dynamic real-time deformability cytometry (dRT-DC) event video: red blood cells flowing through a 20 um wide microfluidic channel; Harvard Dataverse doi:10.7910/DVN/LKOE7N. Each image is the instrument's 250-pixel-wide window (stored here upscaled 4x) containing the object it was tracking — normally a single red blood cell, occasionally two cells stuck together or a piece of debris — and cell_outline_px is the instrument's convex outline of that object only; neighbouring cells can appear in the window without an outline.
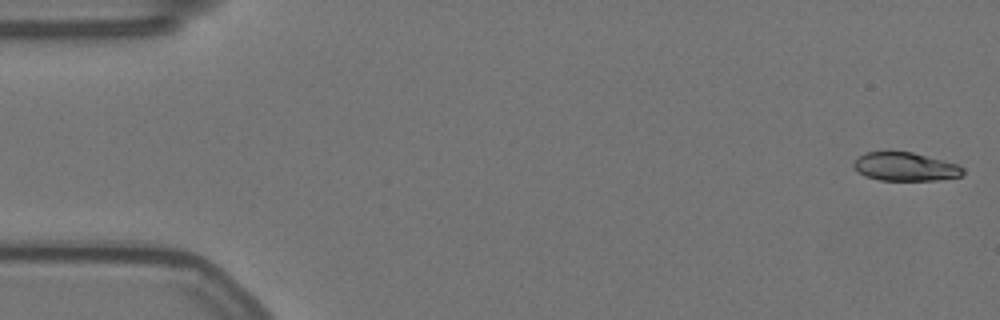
{"species": "Egyptian fruit bat (a non-hibernating species)", "species_latin": "Rousettus aegyptiacus", "temperature_condition": "warm", "stored_images_in_passage": 57, "camera_frame_rate_fps": 3000, "um_per_image_px": 0.085, "animal": {"sex": "female"}, "frame": {"image": 1, "passage_image": 1, "time_ms": 0.0, "image_size_px": [1000, 320], "cell_outline_px": [[964, 172], [960, 176], [936, 180], [880, 180], [864, 176], [856, 172], [852, 168], [852, 164], [864, 152], [888, 148], [912, 152], [944, 160], [956, 164], [964, 168]], "centroid_in_image_um": [76.85, 14.12], "position_along_channel_um": 8.1, "area_um2": 18.84}}
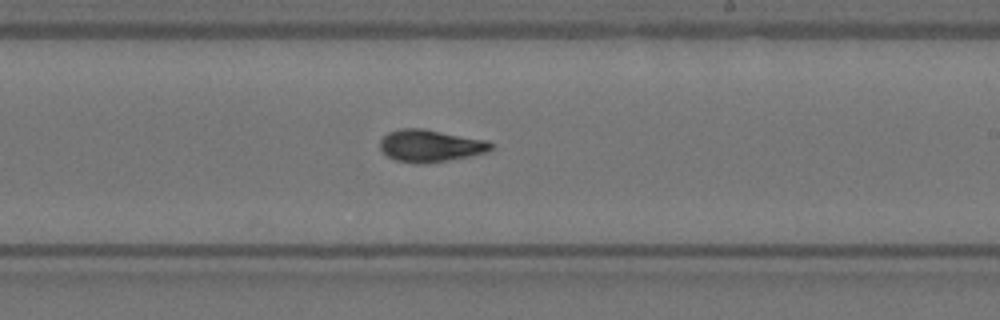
{"frame": {"image": 2, "passage_image": 33, "time_ms": 10.667, "image_size_px": [1000, 320], "cell_outline_px": [[492, 148], [488, 152], [468, 156], [424, 164], [412, 164], [396, 160], [388, 156], [380, 148], [380, 140], [388, 132], [400, 128], [420, 128], [488, 140], [492, 144]], "centroid_in_image_um": [36.56, 12.39], "position_along_channel_um": 252.4, "area_um2": 20.75}}
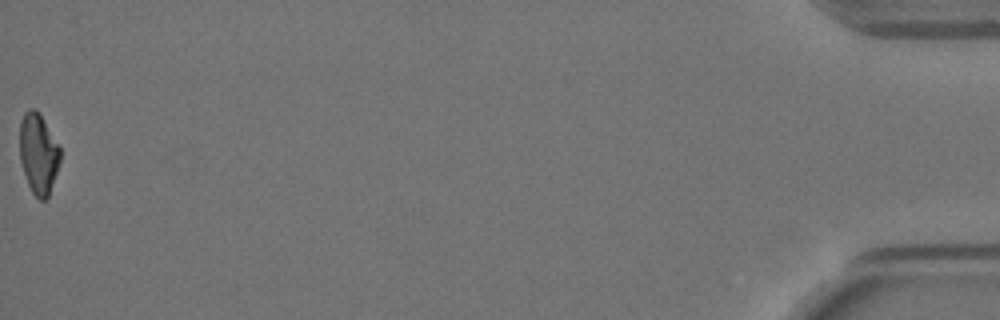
{"frame": {"image": 3, "passage_image": 57, "time_ms": 18.667, "image_size_px": [1000, 320], "cell_outline_px": [[60, 160], [48, 196], [44, 200], [40, 200], [32, 192], [28, 184], [20, 160], [20, 120], [24, 112], [28, 108], [36, 108], [40, 112], [60, 148]], "centroid_in_image_um": [3.25, 13.0], "position_along_channel_um": 432.0, "area_um2": 18.9}, "authors_computed_cell_mechanics": {"area_um2": 20.0566, "velocity_mm_per_s": 3.537, "shape_relaxation_time_tau1_ms": null, "shape_relaxation_time_tau2_ms": 2.0853, "deformation_change_tau1": null, "deformation_change_tau2": 0.0759}}